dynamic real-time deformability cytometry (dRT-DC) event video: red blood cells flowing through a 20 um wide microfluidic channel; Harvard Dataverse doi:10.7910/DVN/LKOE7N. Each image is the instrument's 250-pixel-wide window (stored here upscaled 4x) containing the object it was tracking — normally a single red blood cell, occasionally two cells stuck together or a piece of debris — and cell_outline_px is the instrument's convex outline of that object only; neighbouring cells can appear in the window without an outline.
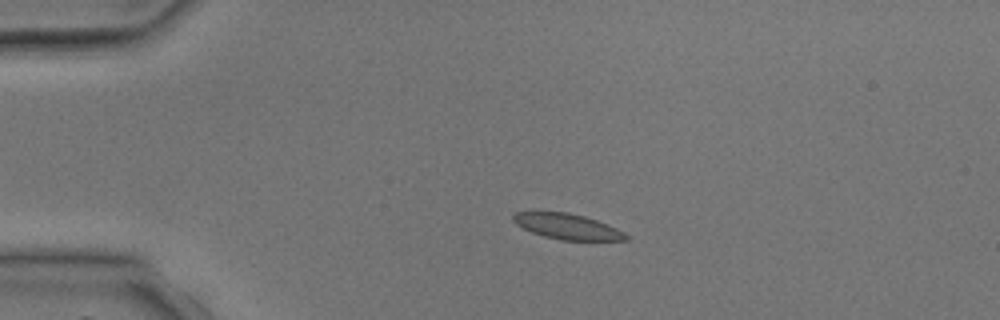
{"species": "common noctule bat (a hibernating species)", "species_latin": "Nyctalus noctula", "temperature_condition": "room temperature", "stored_images_in_passage": 2, "camera_frame_rate_fps": 3000, "um_per_image_px": 0.085, "animal": {"sex": "male", "body_mass_g": 17.9, "forearm_length_mm": 54.2}, "frame": {"image": 1, "passage_image": 2, "time_ms": 1.333, "image_size_px": [1000, 320], "cell_outline_px": [[628, 240], [560, 240], [544, 236], [532, 232], [516, 224], [512, 220], [512, 216], [516, 212], [568, 212], [584, 216], [608, 224], [624, 232], [628, 236]], "centroid_in_image_um": [48.23, 19.25], "position_along_channel_um": 36.8, "area_um2": 16.65}}